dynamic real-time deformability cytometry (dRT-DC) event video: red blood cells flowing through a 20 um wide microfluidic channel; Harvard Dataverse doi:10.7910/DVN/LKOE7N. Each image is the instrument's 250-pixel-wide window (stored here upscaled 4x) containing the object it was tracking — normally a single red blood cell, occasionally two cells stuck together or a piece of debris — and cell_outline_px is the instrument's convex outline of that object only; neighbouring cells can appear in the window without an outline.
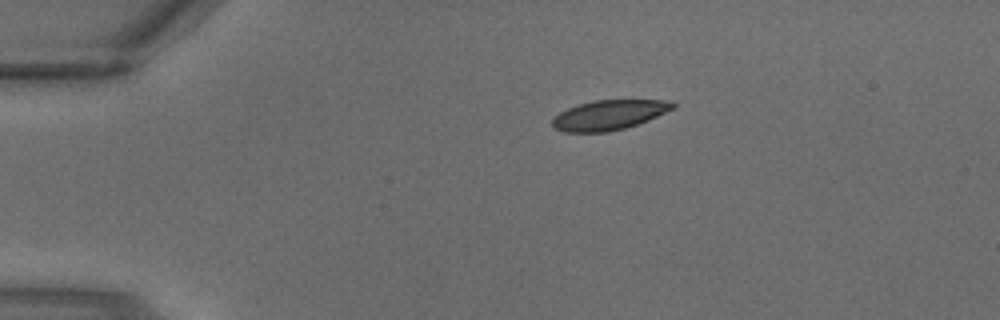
{"species": "common noctule bat (a hibernating species)", "species_latin": "Nyctalus noctula", "temperature_condition": "warm", "stored_images_in_passage": 4, "camera_frame_rate_fps": 3000, "um_per_image_px": 0.085, "animal": {"sex": "male", "body_mass_g": 18.8}, "frame": {"image": 1, "passage_image": 4, "time_ms": 1.0, "image_size_px": [1000, 320], "cell_outline_px": [[676, 104], [672, 108], [648, 120], [624, 128], [608, 132], [564, 132], [552, 128], [552, 120], [560, 112], [568, 108], [592, 100], [672, 100]], "centroid_in_image_um": [51.73, 9.77], "position_along_channel_um": 33.3, "area_um2": 20.75}}